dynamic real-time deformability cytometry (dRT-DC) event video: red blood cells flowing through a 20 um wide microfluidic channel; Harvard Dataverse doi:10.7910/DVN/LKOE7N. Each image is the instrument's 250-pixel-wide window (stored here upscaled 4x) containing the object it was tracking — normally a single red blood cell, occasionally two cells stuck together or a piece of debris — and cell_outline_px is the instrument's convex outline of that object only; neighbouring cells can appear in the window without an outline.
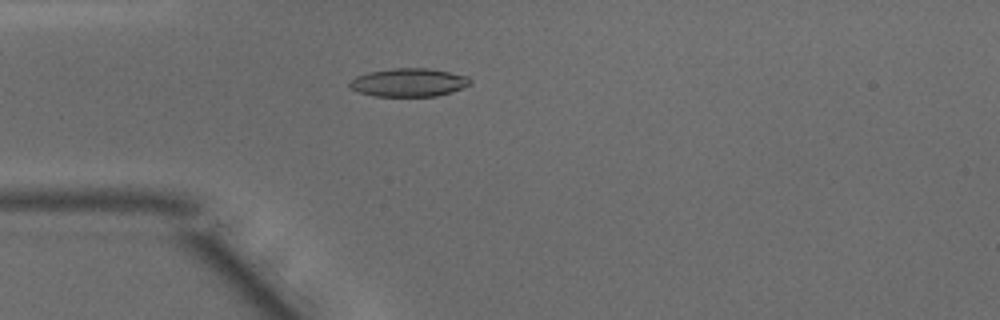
{"species": "common noctule bat (a hibernating species)", "species_latin": "Nyctalus noctula", "temperature_condition": "warm", "stored_images_in_passage": 40, "camera_frame_rate_fps": 3000, "um_per_image_px": 0.085, "animal": {"sex": "male", "body_mass_g": 15.6}, "frame": {"image": 1, "passage_image": 5, "time_ms": 1.333, "image_size_px": [1000, 320], "cell_outline_px": [[472, 84], [452, 92], [436, 96], [376, 96], [360, 92], [348, 88], [348, 84], [356, 76], [368, 72], [392, 68], [428, 68], [468, 76], [472, 80]], "centroid_in_image_um": [34.76, 7.01], "position_along_channel_um": 50.2, "area_um2": 19.94}}
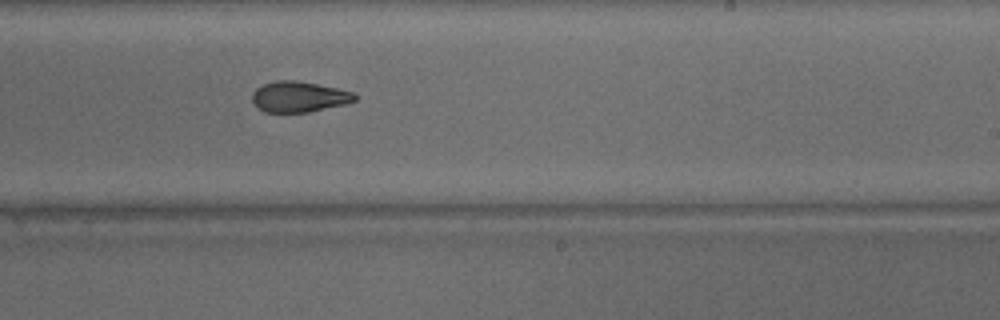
{"frame": {"image": 2, "passage_image": 21, "time_ms": 6.667, "image_size_px": [1000, 320], "cell_outline_px": [[356, 100], [344, 104], [308, 112], [264, 112], [252, 100], [252, 92], [256, 88], [264, 84], [276, 80], [292, 80], [316, 84], [356, 92]], "centroid_in_image_um": [25.41, 8.22], "position_along_channel_um": 263.6, "area_um2": 18.15}}
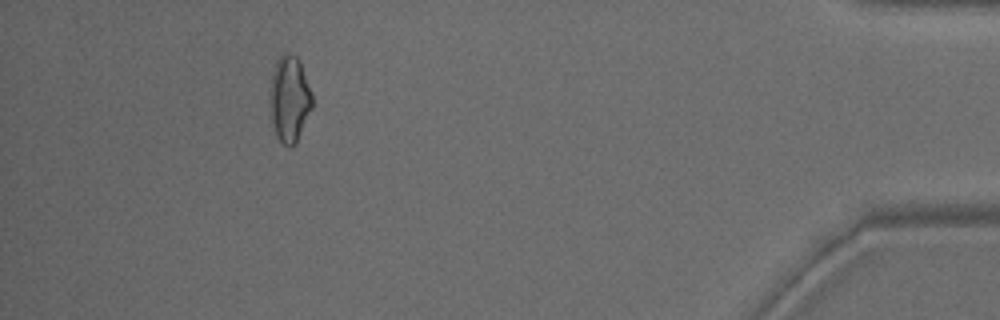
{"frame": {"image": 3, "passage_image": 36, "time_ms": 11.667, "image_size_px": [1000, 320], "cell_outline_px": [[312, 108], [296, 144], [288, 148], [276, 136], [272, 124], [268, 100], [268, 92], [272, 72], [276, 60], [284, 52], [288, 52], [296, 56], [300, 60], [312, 92]], "centroid_in_image_um": [24.58, 8.39], "position_along_channel_um": 410.6, "area_um2": 21.91}, "authors_computed_cell_mechanics": {"area_um2": 19.1896, "velocity_mm_per_s": 4.1432, "shape_relaxation_time_tau1_ms": 6.5606, "shape_relaxation_time_tau2_ms": 2.8494, "deformation_change_tau1": 0.2174, "deformation_change_tau2": 0.1016}}